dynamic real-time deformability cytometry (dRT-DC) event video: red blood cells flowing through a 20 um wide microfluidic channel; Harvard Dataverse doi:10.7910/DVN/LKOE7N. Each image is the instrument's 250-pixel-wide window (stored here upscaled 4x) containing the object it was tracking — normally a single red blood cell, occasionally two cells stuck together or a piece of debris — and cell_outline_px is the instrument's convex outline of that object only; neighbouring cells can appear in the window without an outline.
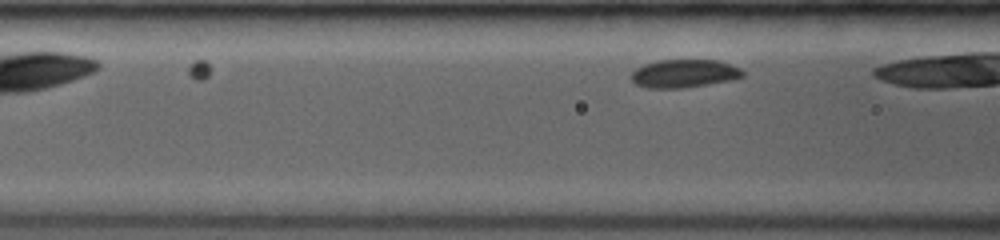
{"species": "common noctule bat (a hibernating species)", "species_latin": "Nyctalus noctula", "temperature_condition": "room temperature", "stored_images_in_passage": 8, "camera_frame_rate_fps": 3500, "um_per_image_px": 0.085, "animal": {"sex": "female", "body_mass_g": 19.0, "forearm_length_mm": 53.3}, "frame": {"image": 1, "passage_image": 8, "time_ms": 2.571, "image_size_px": [1000, 240], "cell_outline_px": [[744, 76], [732, 80], [684, 88], [648, 88], [636, 84], [632, 80], [632, 72], [636, 68], [644, 64], [656, 60], [716, 60], [740, 68], [744, 72]], "centroid_in_image_um": [58.15, 6.25], "position_along_channel_um": 108.5, "area_um2": 18.26}}